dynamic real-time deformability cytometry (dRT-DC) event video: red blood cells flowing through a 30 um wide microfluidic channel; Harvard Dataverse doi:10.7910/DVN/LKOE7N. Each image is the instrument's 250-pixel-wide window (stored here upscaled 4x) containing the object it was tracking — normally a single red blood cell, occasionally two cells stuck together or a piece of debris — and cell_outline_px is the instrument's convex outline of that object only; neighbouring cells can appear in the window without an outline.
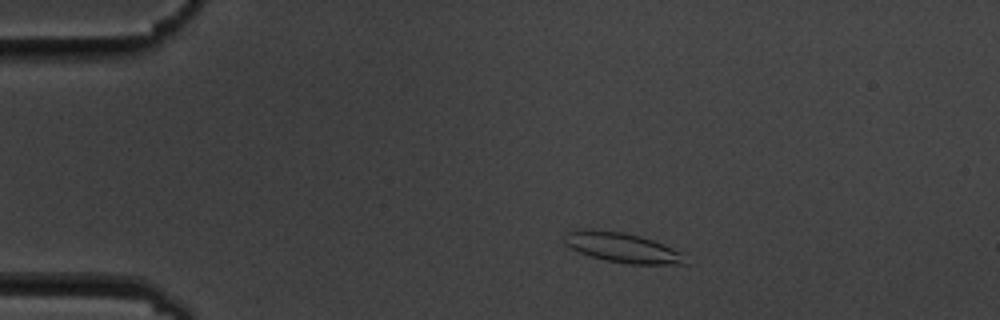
{"species": "common noctule bat (a hibernating species)", "species_latin": "Nyctalus noctula", "temperature_condition": "cold", "stored_images_in_passage": 5, "camera_frame_rate_fps": 3000, "um_per_image_px": 0.085, "animal": {"sex": "male", "body_mass_g": 19.5, "forearm_length_mm": 54.6}, "frame": {"image": 1, "passage_image": 2, "time_ms": 1.0, "image_size_px": [1000, 320], "cell_outline_px": [[688, 264], [632, 264], [604, 260], [580, 252], [564, 244], [564, 236], [568, 232], [624, 232], [640, 236], [664, 244], [680, 252]], "centroid_in_image_um": [52.98, 21.09], "position_along_channel_um": 32.0, "area_um2": 20.0}}
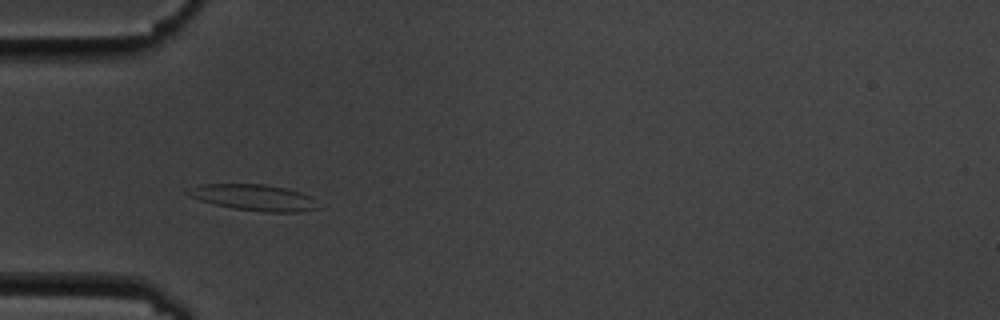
{"frame": {"image": 2, "passage_image": 4, "time_ms": 3.333, "image_size_px": [1000, 320], "cell_outline_px": [[320, 208], [300, 212], [264, 212], [232, 208], [200, 200], [188, 196], [184, 192], [188, 188], [200, 184], [264, 184], [284, 188], [300, 192], [312, 196]], "centroid_in_image_um": [21.57, 16.79], "position_along_channel_um": 63.4, "area_um2": 19.94}}